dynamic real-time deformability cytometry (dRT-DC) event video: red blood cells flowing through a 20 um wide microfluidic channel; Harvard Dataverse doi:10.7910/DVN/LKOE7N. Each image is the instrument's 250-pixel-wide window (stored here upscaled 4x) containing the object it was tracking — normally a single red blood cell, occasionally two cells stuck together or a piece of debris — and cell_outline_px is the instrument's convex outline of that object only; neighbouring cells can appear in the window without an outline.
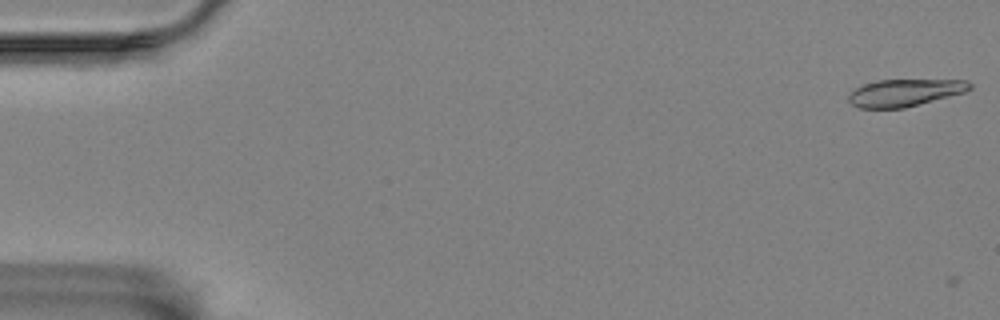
{"species": "Egyptian fruit bat (a non-hibernating species)", "species_latin": "Rousettus aegyptiacus", "temperature_condition": "room temperature", "stored_images_in_passage": 4, "camera_frame_rate_fps": 3000, "um_per_image_px": 0.085, "animal": {"sex": "female"}, "frame": {"image": 1, "passage_image": 2, "time_ms": 0.333, "image_size_px": [1000, 320], "cell_outline_px": [[972, 88], [964, 92], [904, 108], [860, 108], [852, 104], [848, 100], [848, 96], [856, 88], [864, 84], [876, 80], [968, 80], [972, 84]], "centroid_in_image_um": [76.9, 7.87], "position_along_channel_um": 8.1, "area_um2": 19.02}}